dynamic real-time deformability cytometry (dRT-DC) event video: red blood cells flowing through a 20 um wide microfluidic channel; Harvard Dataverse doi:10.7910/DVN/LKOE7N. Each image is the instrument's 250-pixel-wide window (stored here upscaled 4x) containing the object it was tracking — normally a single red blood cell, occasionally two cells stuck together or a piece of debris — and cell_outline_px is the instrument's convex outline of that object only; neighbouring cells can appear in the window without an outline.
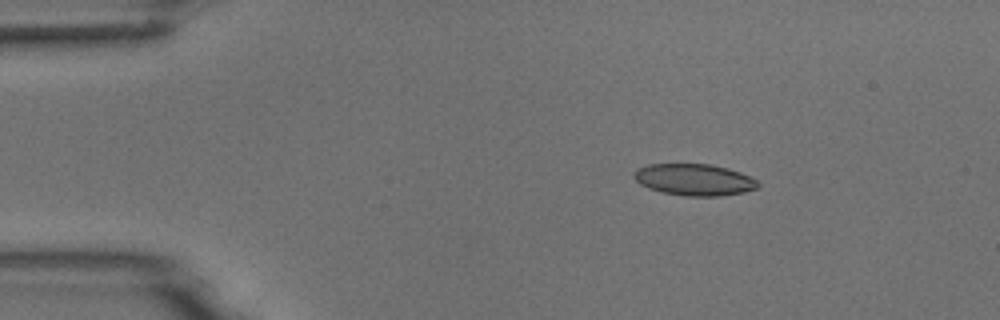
{"species": "common noctule bat (a hibernating species)", "species_latin": "Nyctalus noctula", "temperature_condition": "room temperature", "stored_images_in_passage": 4, "camera_frame_rate_fps": 3000, "um_per_image_px": 0.085, "animal": {"sex": "male", "body_mass_g": 18.8}, "frame": {"image": 1, "passage_image": 2, "time_ms": 1.0, "image_size_px": [1000, 320], "cell_outline_px": [[760, 184], [756, 188], [744, 192], [720, 196], [684, 196], [664, 192], [648, 188], [640, 184], [632, 176], [632, 172], [636, 168], [648, 164], [708, 164], [728, 168], [740, 172], [756, 180]], "centroid_in_image_um": [58.97, 15.27], "position_along_channel_um": 26.0, "area_um2": 22.89}}